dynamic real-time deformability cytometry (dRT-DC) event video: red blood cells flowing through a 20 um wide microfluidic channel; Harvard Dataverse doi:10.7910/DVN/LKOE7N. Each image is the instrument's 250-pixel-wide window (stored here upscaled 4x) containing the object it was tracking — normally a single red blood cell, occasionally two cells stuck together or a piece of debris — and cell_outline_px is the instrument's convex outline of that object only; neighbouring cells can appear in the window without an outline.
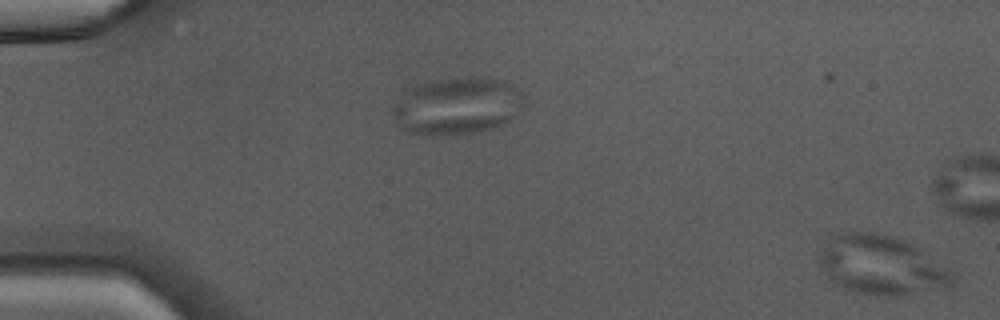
{"species": "Egyptian fruit bat (a non-hibernating species)", "species_latin": "Rousettus aegyptiacus", "temperature_condition": "warm", "stored_images_in_passage": 40, "camera_frame_rate_fps": 3000, "um_per_image_px": 0.085, "animal": {"sex": "male"}, "frame": {"image": 1, "passage_image": 1, "time_ms": 0.0, "image_size_px": [1000, 320], "cell_outline_px": [[956, 280], [948, 288], [900, 296], [888, 296], [860, 292], [844, 288], [832, 280], [824, 272], [816, 256], [832, 236], [840, 232], [872, 232], [892, 236], [904, 240], [920, 248], [952, 268], [956, 272]], "centroid_in_image_um": [75.02, 22.54], "position_along_channel_um": 10.0, "area_um2": 46.47}}
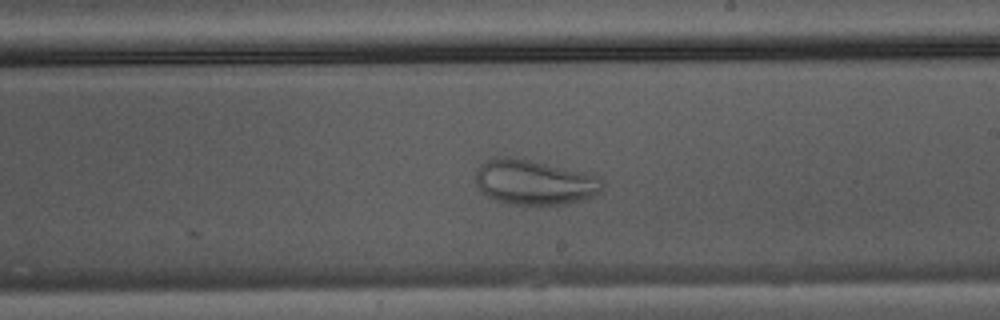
{"frame": {"image": 2, "passage_image": 28, "time_ms": 9.0, "image_size_px": [1000, 320], "cell_outline_px": [[604, 184], [600, 192], [596, 196], [564, 204], [504, 204], [488, 196], [476, 184], [476, 168], [484, 160], [492, 156], [512, 156], [532, 160], [588, 172], [600, 176], [604, 180]], "centroid_in_image_um": [45.44, 15.45], "position_along_channel_um": 243.6, "area_um2": 33.93}}